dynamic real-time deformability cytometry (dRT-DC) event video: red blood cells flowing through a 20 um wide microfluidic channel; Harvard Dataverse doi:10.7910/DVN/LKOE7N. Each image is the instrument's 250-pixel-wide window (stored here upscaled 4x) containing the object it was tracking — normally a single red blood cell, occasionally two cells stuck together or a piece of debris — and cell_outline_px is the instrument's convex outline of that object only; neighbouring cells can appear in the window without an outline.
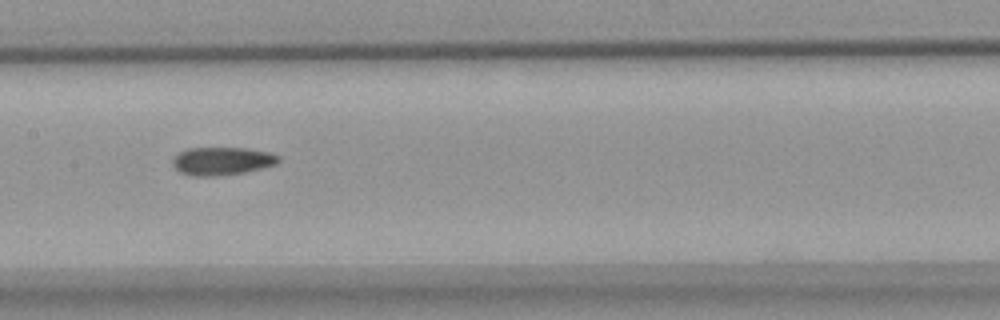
{"species": "common noctule bat (a hibernating species)", "species_latin": "Nyctalus noctula", "temperature_condition": "warm", "stored_images_in_passage": 9, "camera_frame_rate_fps": 3000, "um_per_image_px": 0.085, "animal": {"sex": "female", "body_mass_g": 18.4}, "frame": {"image": 1, "passage_image": 6, "time_ms": 7.0, "image_size_px": [1000, 320], "cell_outline_px": [[280, 160], [276, 164], [244, 172], [216, 176], [192, 176], [180, 172], [172, 164], [172, 160], [180, 152], [188, 148], [244, 148], [268, 152], [280, 156]], "centroid_in_image_um": [18.86, 13.69], "position_along_channel_um": 188.5, "area_um2": 17.11}}
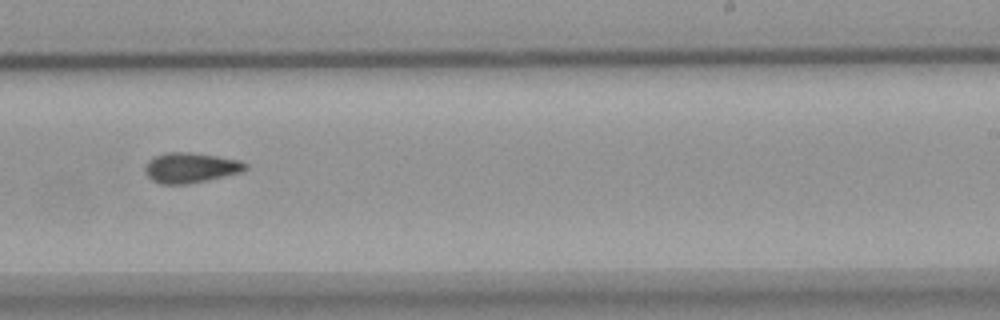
{"frame": {"image": 2, "passage_image": 8, "time_ms": 9.333, "image_size_px": [1000, 320], "cell_outline_px": [[248, 168], [244, 172], [208, 180], [188, 184], [160, 184], [152, 180], [144, 172], [144, 164], [148, 160], [156, 156], [168, 152], [192, 152], [240, 160], [248, 164]], "centroid_in_image_um": [16.22, 14.26], "position_along_channel_um": 272.8, "area_um2": 17.92}}
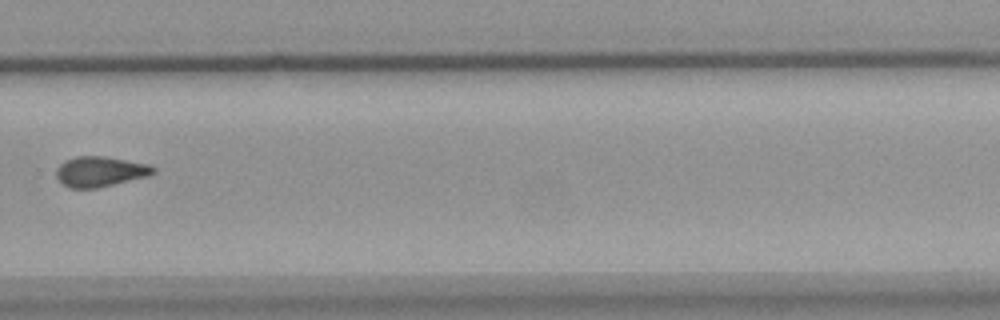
{"frame": {"image": 3, "passage_image": 9, "time_ms": 10.667, "image_size_px": [1000, 320], "cell_outline_px": [[156, 172], [148, 176], [96, 188], [68, 188], [56, 176], [56, 168], [64, 160], [76, 156], [104, 156], [148, 164], [156, 168]], "centroid_in_image_um": [8.5, 14.57], "position_along_channel_um": 321.3, "area_um2": 17.05}}